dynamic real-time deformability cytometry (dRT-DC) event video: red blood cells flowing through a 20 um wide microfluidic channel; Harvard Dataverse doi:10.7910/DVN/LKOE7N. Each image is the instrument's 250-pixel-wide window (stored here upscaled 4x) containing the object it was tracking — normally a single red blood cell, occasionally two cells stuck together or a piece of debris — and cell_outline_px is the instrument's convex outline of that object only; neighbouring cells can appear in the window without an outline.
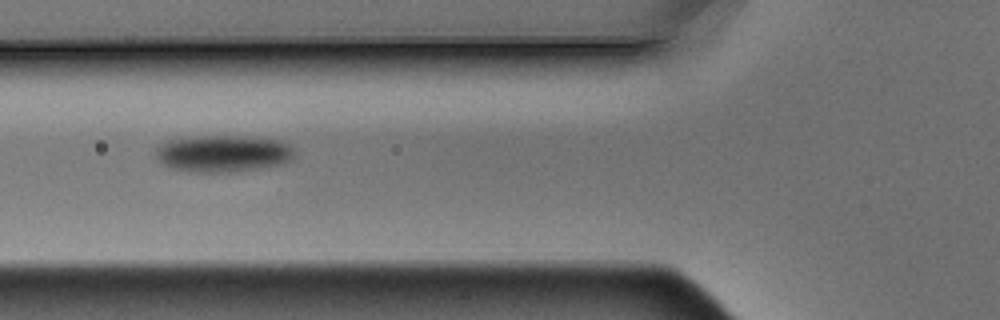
{"species": "Egyptian fruit bat (a non-hibernating species)", "species_latin": "Rousettus aegyptiacus", "temperature_condition": "warm", "stored_images_in_passage": 14, "camera_frame_rate_fps": 3000, "um_per_image_px": 0.085, "animal": {"sex": "male"}, "frame": {"image": 1, "passage_image": 5, "time_ms": 1.333, "image_size_px": [1000, 320], "cell_outline_px": [[292, 160], [284, 164], [240, 172], [188, 172], [172, 168], [164, 164], [156, 156], [156, 152], [160, 144], [168, 140], [200, 136], [244, 136], [280, 140], [292, 148]], "centroid_in_image_um": [18.98, 13.06], "position_along_channel_um": 106.8, "area_um2": 29.88}}
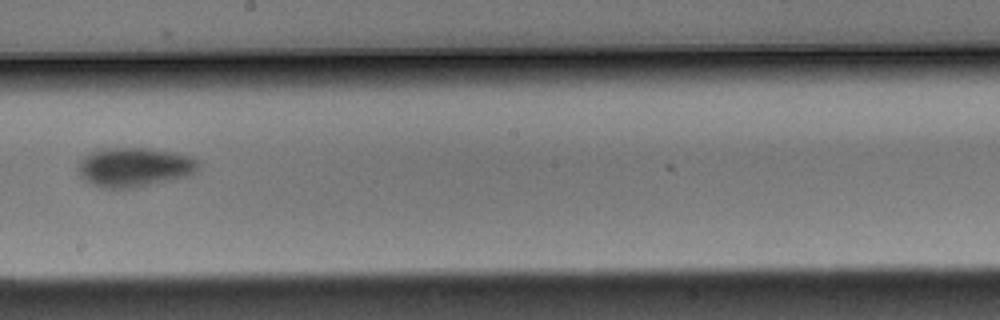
{"frame": {"image": 2, "passage_image": 8, "time_ms": 2.333, "image_size_px": [1000, 320], "cell_outline_px": [[200, 164], [196, 172], [188, 176], [136, 188], [100, 188], [84, 180], [80, 176], [80, 164], [84, 156], [92, 152], [108, 148], [152, 148], [176, 152], [188, 156], [196, 160]], "centroid_in_image_um": [11.46, 14.22], "position_along_channel_um": 236.7, "area_um2": 27.51}}
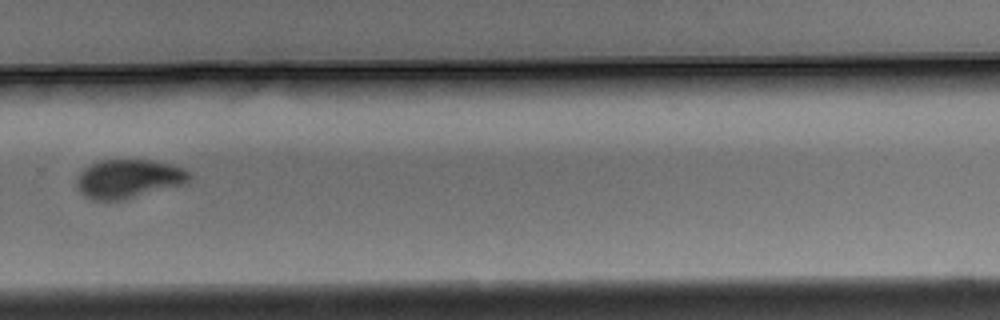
{"frame": {"image": 3, "passage_image": 10, "time_ms": 3.0, "image_size_px": [1000, 320], "cell_outline_px": [[192, 176], [188, 184], [120, 200], [92, 200], [84, 196], [80, 192], [76, 184], [76, 180], [80, 172], [84, 168], [92, 164], [104, 160], [152, 160], [172, 164], [184, 168]], "centroid_in_image_um": [10.97, 15.2], "position_along_channel_um": 318.8, "area_um2": 25.61}}